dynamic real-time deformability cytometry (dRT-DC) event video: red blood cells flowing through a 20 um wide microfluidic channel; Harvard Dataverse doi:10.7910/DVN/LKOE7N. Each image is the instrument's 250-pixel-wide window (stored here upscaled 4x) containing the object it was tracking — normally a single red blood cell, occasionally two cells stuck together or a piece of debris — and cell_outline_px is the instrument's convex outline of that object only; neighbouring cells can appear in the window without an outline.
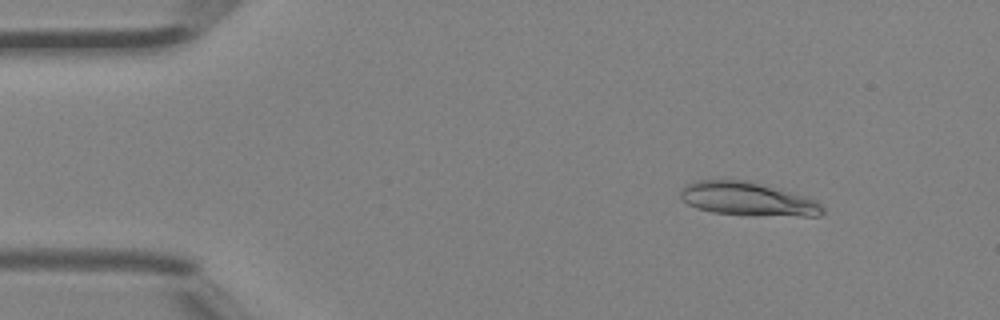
{"species": "Egyptian fruit bat (a non-hibernating species)", "species_latin": "Rousettus aegyptiacus", "temperature_condition": "room temperature", "stored_images_in_passage": 41, "camera_frame_rate_fps": 3000, "um_per_image_px": 0.085, "animal": {"sex": "female"}, "frame": {"image": 1, "passage_image": 2, "time_ms": 0.333, "image_size_px": [1000, 320], "cell_outline_px": [[824, 212], [820, 216], [800, 216], [712, 212], [696, 208], [680, 200], [680, 192], [684, 184], [696, 180], [748, 180], [804, 196], [816, 200], [824, 208]], "centroid_in_image_um": [63.51, 16.89], "position_along_channel_um": 21.5, "area_um2": 27.46}}
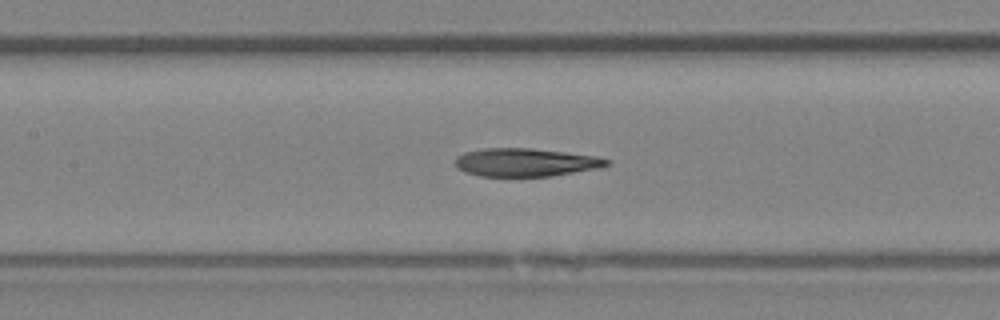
{"frame": {"image": 2, "passage_image": 17, "time_ms": 5.333, "image_size_px": [1000, 320], "cell_outline_px": [[612, 164], [596, 168], [552, 176], [480, 176], [464, 172], [456, 168], [456, 156], [464, 152], [484, 148], [532, 148], [596, 156], [612, 160]], "centroid_in_image_um": [44.66, 13.79], "position_along_channel_um": 162.7, "area_um2": 24.91}}
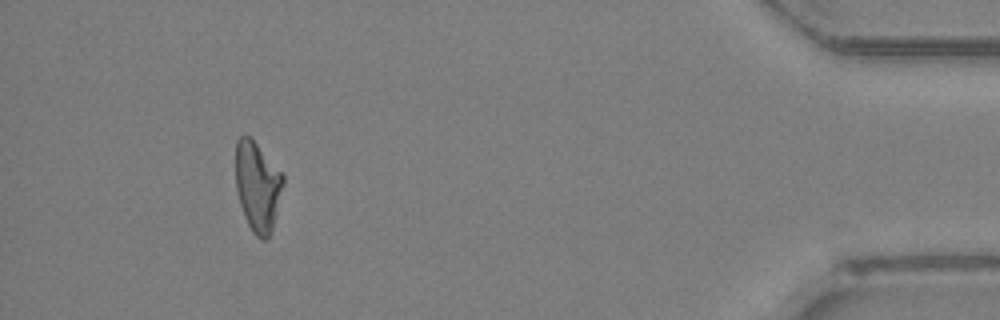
{"frame": {"image": 3, "passage_image": 38, "time_ms": 12.333, "image_size_px": [1000, 320], "cell_outline_px": [[284, 184], [272, 232], [264, 240], [260, 240], [252, 232], [244, 216], [236, 192], [236, 140], [240, 136], [248, 136], [256, 144], [284, 176]], "centroid_in_image_um": [21.89, 15.9], "position_along_channel_um": 413.3, "area_um2": 24.68}, "authors_computed_cell_mechanics": {"area_um2": 25.721, "velocity_mm_per_s": 4.5254, "shape_relaxation_time_tau1_ms": null, "shape_relaxation_time_tau2_ms": 5.5241, "deformation_change_tau1": null, "deformation_change_tau2": 0.1661}}